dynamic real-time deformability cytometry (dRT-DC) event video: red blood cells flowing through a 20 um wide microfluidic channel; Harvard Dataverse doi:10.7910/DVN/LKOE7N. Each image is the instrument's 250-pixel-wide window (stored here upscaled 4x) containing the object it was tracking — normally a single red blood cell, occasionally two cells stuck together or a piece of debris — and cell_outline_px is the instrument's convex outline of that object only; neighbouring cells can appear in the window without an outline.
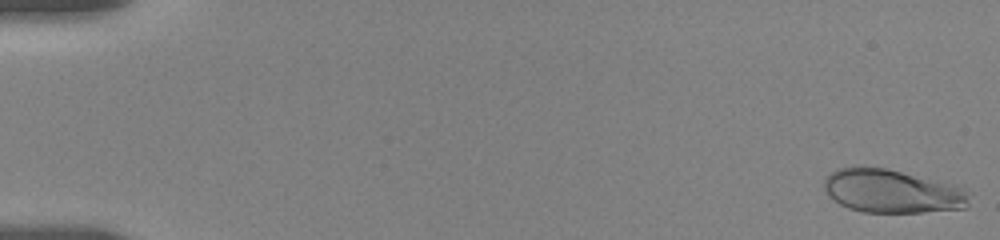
{"species": "human", "species_latin": "Homo sapiens", "temperature_condition": "room temperature", "stored_images_in_passage": 16, "camera_frame_rate_fps": 3000, "um_per_image_px": 0.085, "donor": {"sex": "female"}, "frame": {"image": 1, "passage_image": 1, "time_ms": 0.0, "image_size_px": [1000, 240], "cell_outline_px": [[972, 192], [968, 204], [964, 208], [924, 212], [860, 212], [848, 208], [840, 204], [828, 196], [824, 188], [824, 180], [828, 172], [852, 164], [864, 164], [888, 168], [940, 180], [956, 184]], "centroid_in_image_um": [75.82, 16.21], "position_along_channel_um": 9.2, "area_um2": 38.03}}
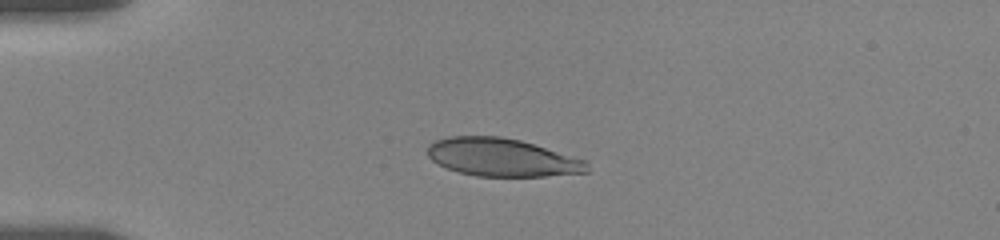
{"frame": {"image": 2, "passage_image": 12, "time_ms": 4.333, "image_size_px": [1000, 240], "cell_outline_px": [[588, 172], [544, 176], [476, 176], [460, 172], [448, 168], [432, 160], [428, 156], [428, 144], [436, 140], [448, 136], [500, 136], [520, 140], [588, 160]], "centroid_in_image_um": [42.69, 13.37], "position_along_channel_um": 42.3, "area_um2": 35.26}}
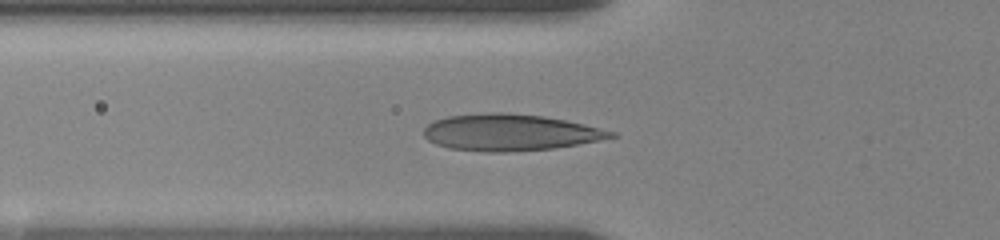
{"frame": {"image": 3, "passage_image": 16, "time_ms": 6.333, "image_size_px": [1000, 240], "cell_outline_px": [[620, 136], [576, 144], [552, 148], [504, 152], [484, 152], [448, 148], [436, 144], [428, 140], [424, 136], [424, 128], [432, 120], [448, 116], [488, 112], [504, 112], [544, 116], [584, 124], [616, 132]], "centroid_in_image_um": [43.31, 11.25], "position_along_channel_um": 82.5, "area_um2": 39.88}}